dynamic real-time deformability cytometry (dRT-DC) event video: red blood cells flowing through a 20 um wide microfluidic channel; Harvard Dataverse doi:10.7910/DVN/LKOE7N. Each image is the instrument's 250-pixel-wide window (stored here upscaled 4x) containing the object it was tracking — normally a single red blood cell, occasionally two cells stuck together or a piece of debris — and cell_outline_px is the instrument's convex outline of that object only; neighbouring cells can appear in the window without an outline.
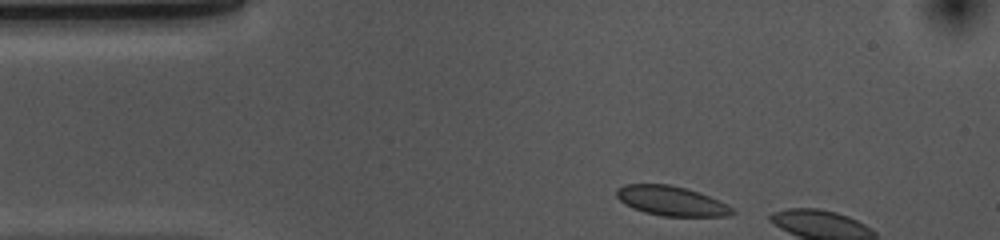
{"species": "common noctule bat (a hibernating species)", "species_latin": "Nyctalus noctula", "temperature_condition": "cold", "stored_images_in_passage": 4, "camera_frame_rate_fps": 3000, "um_per_image_px": 0.085, "animal": {"sex": "female", "body_mass_g": 10.0, "forearm_length_mm": 53.1}, "frame": {"image": 1, "passage_image": 1, "time_ms": 0.0, "image_size_px": [1000, 240], "cell_outline_px": [[736, 212], [732, 216], [664, 216], [644, 212], [632, 208], [624, 204], [616, 196], [616, 188], [624, 184], [668, 184], [684, 188], [708, 196], [732, 208]], "centroid_in_image_um": [57.01, 17.08], "position_along_channel_um": 28.0, "area_um2": 19.77}}